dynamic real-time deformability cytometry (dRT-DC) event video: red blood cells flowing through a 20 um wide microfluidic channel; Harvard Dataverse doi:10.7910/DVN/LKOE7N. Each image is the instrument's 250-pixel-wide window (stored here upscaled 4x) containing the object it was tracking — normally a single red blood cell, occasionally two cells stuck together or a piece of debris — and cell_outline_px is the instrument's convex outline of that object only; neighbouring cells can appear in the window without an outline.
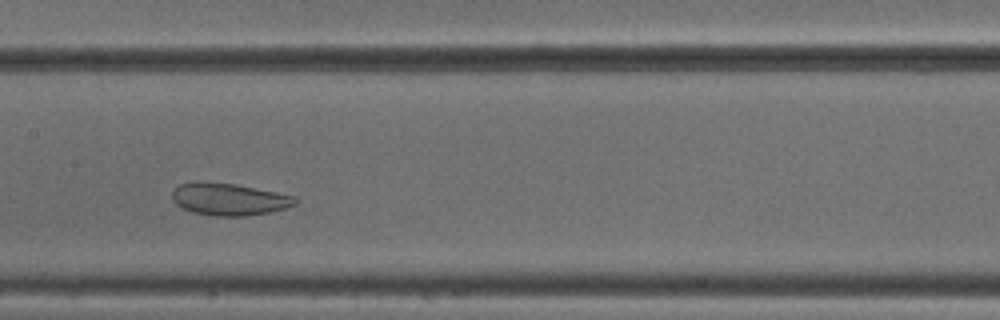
{"species": "common noctule bat (a hibernating species)", "species_latin": "Nyctalus noctula", "temperature_condition": "cold", "stored_images_in_passage": 43, "camera_frame_rate_fps": 3000, "um_per_image_px": 0.085, "animal": {"sex": "male", "body_mass_g": 18.8}, "frame": {"image": 1, "passage_image": 17, "time_ms": 5.333, "image_size_px": [1000, 320], "cell_outline_px": [[300, 200], [296, 204], [288, 208], [272, 212], [248, 216], [216, 216], [192, 212], [180, 208], [172, 200], [172, 192], [180, 184], [196, 180], [204, 180], [236, 184], [296, 196]], "centroid_in_image_um": [19.48, 16.93], "position_along_channel_um": 187.9, "area_um2": 23.7}}
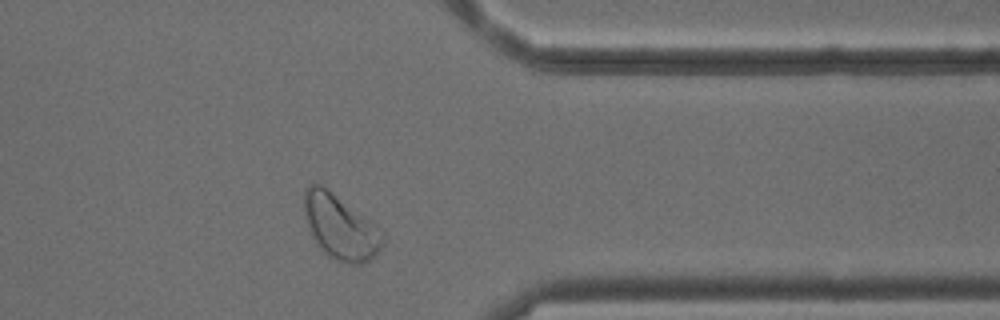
{"frame": {"image": 2, "passage_image": 33, "time_ms": 10.667, "image_size_px": [1000, 320], "cell_outline_px": [[384, 240], [376, 256], [360, 264], [348, 264], [336, 260], [328, 256], [316, 244], [308, 228], [304, 216], [304, 188], [308, 184], [320, 184], [368, 220], [384, 236]], "centroid_in_image_um": [28.86, 19.33], "position_along_channel_um": 382.5, "area_um2": 28.9}}
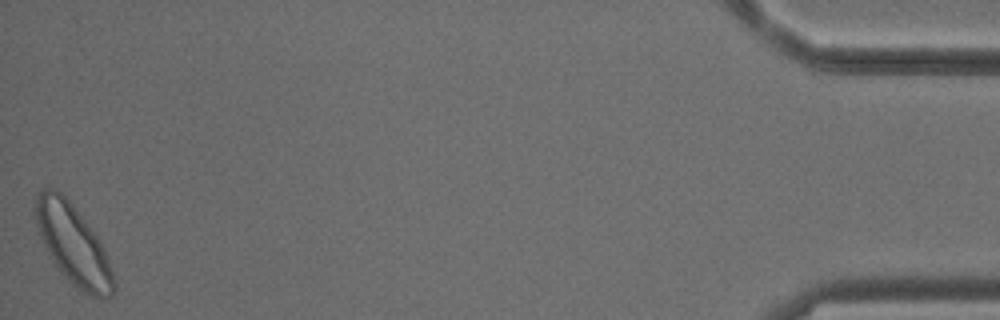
{"frame": {"image": 3, "passage_image": 43, "time_ms": 14.0, "image_size_px": [1000, 320], "cell_outline_px": [[116, 288], [112, 296], [100, 300], [76, 288], [60, 272], [52, 260], [36, 232], [32, 212], [32, 204], [36, 192], [44, 188], [56, 188], [76, 208], [100, 240], [104, 248], [116, 284]], "centroid_in_image_um": [6.15, 20.75], "position_along_channel_um": 429.0, "area_um2": 37.28}, "authors_computed_cell_mechanics": {"area_um2": 28.5532, "velocity_mm_per_s": 3.811, "shape_relaxation_time_tau1_ms": null, "shape_relaxation_time_tau2_ms": 1.0507, "deformation_change_tau1": null, "deformation_change_tau2": 0.0629}}